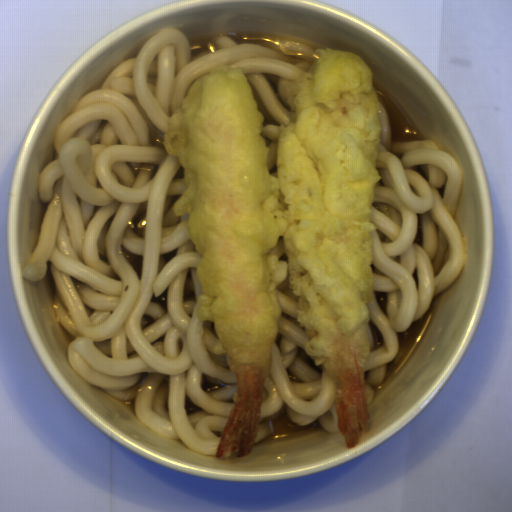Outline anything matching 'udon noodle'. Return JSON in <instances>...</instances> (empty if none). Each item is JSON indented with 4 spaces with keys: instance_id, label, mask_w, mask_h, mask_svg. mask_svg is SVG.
<instances>
[{
    "instance_id": "1",
    "label": "udon noodle",
    "mask_w": 512,
    "mask_h": 512,
    "mask_svg": "<svg viewBox=\"0 0 512 512\" xmlns=\"http://www.w3.org/2000/svg\"><path fill=\"white\" fill-rule=\"evenodd\" d=\"M212 42L215 50L192 57L180 29L155 31L62 120L54 160L38 175L48 205L22 277L42 280L49 262L52 308L75 337L67 360L82 380L134 400L146 428L213 457L236 376L227 353L212 351L213 321L197 317L202 255L188 237L189 214L172 208L187 186L163 134L196 80L224 64L242 68L275 176L280 123L296 117L287 85L320 54L293 40L275 49L227 34Z\"/></svg>"
},
{
    "instance_id": "2",
    "label": "udon noodle",
    "mask_w": 512,
    "mask_h": 512,
    "mask_svg": "<svg viewBox=\"0 0 512 512\" xmlns=\"http://www.w3.org/2000/svg\"><path fill=\"white\" fill-rule=\"evenodd\" d=\"M378 173L370 206L371 300L365 362L369 406L396 360L398 333L428 312L465 266V242L455 220L465 169L428 139L393 142L391 119L378 99Z\"/></svg>"
},
{
    "instance_id": "3",
    "label": "udon noodle",
    "mask_w": 512,
    "mask_h": 512,
    "mask_svg": "<svg viewBox=\"0 0 512 512\" xmlns=\"http://www.w3.org/2000/svg\"><path fill=\"white\" fill-rule=\"evenodd\" d=\"M281 309L268 376L263 384L256 440L261 443L284 426L306 427L318 421L325 431L337 434L335 382L321 363L305 352L306 341L317 331L299 327L298 297L288 277L274 288Z\"/></svg>"
}]
</instances>
